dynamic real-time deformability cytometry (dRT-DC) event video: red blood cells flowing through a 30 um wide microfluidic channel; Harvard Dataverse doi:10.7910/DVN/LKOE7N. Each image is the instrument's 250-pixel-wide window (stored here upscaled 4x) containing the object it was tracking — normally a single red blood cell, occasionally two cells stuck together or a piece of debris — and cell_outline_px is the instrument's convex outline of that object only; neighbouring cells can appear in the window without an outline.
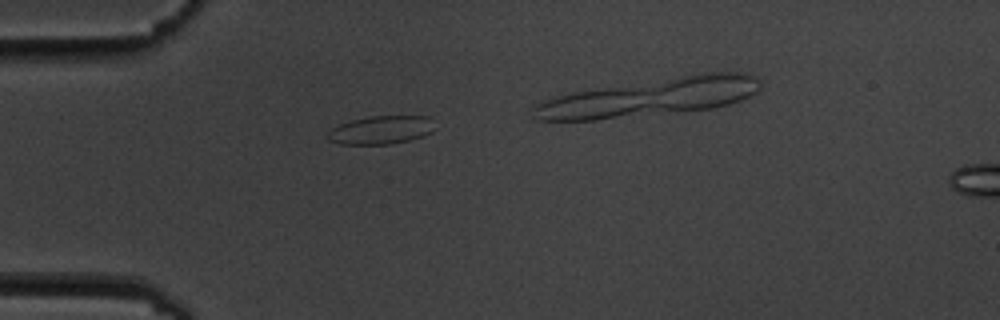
{"species": "common noctule bat (a hibernating species)", "species_latin": "Nyctalus noctula", "temperature_condition": "cold", "stored_images_in_passage": 2, "camera_frame_rate_fps": 3000, "um_per_image_px": 0.085, "animal": {"sex": "male", "body_mass_g": 19.5, "forearm_length_mm": 54.6}, "frame": {"image": 1, "passage_image": 2, "time_ms": 1.333, "image_size_px": [1000, 320], "cell_outline_px": [[432, 132], [424, 136], [392, 144], [340, 144], [328, 140], [328, 132], [332, 128], [340, 124], [352, 120], [368, 116], [432, 116]], "centroid_in_image_um": [32.39, 11.04], "position_along_channel_um": 52.6, "area_um2": 17.63}}